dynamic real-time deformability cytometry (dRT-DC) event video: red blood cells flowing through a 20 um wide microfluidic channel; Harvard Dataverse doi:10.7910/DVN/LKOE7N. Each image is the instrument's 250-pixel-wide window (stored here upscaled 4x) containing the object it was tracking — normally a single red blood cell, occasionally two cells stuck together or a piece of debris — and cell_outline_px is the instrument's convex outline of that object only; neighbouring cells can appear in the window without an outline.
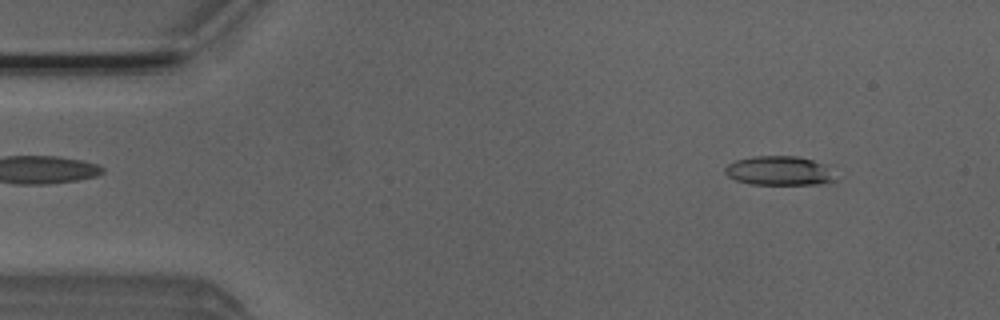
{"species": "Egyptian fruit bat (a non-hibernating species)", "species_latin": "Rousettus aegyptiacus", "temperature_condition": "room temperature", "stored_images_in_passage": 51, "camera_frame_rate_fps": 3000, "um_per_image_px": 0.085, "animal": {"sex": "male"}, "frame": {"image": 1, "passage_image": 5, "time_ms": 1.333, "image_size_px": [1000, 320], "cell_outline_px": [[832, 180], [820, 184], [748, 184], [736, 180], [728, 176], [724, 172], [724, 168], [728, 164], [736, 160], [752, 156], [796, 156], [812, 160], [824, 164]], "centroid_in_image_um": [66.1, 14.51], "position_along_channel_um": 18.9, "area_um2": 18.32}}
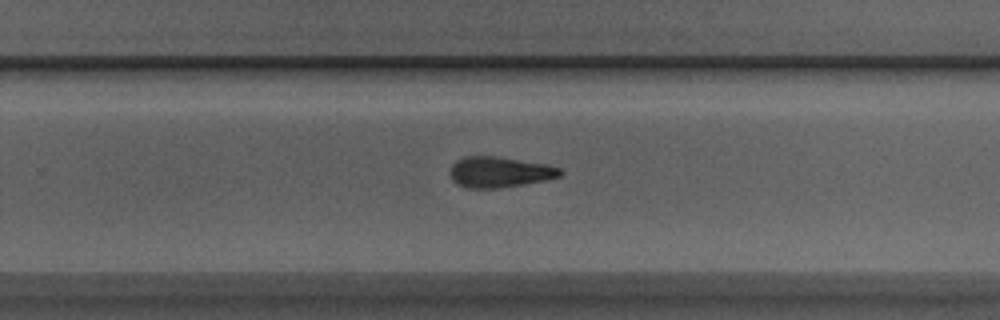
{"frame": {"image": 2, "passage_image": 32, "time_ms": 10.333, "image_size_px": [1000, 320], "cell_outline_px": [[564, 172], [560, 176], [544, 180], [496, 188], [468, 188], [456, 184], [452, 180], [448, 172], [452, 164], [456, 160], [464, 156], [496, 156], [548, 164], [560, 168]], "centroid_in_image_um": [42.42, 14.61], "position_along_channel_um": 287.4, "area_um2": 19.77}}
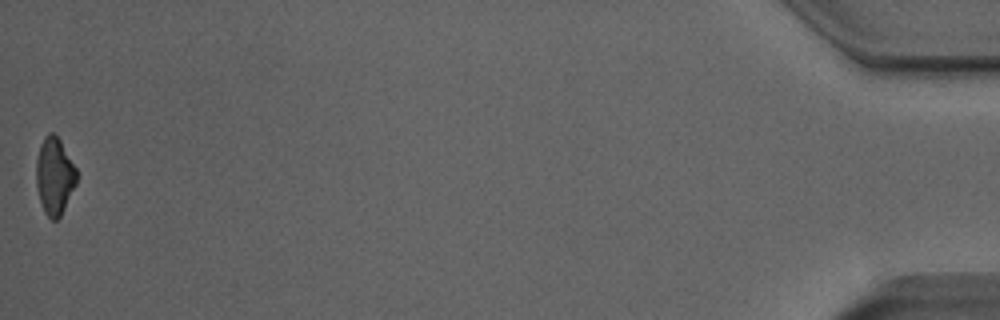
{"frame": {"image": 3, "passage_image": 51, "time_ms": 16.667, "image_size_px": [1000, 320], "cell_outline_px": [[76, 184], [60, 216], [56, 220], [52, 220], [44, 212], [40, 200], [36, 184], [36, 160], [40, 144], [44, 136], [48, 132], [52, 132], [60, 140], [76, 168]], "centroid_in_image_um": [4.61, 14.94], "position_along_channel_um": 430.6, "area_um2": 17.98}, "authors_computed_cell_mechanics": {"area_um2": 19.5942, "velocity_mm_per_s": 3.9259, "shape_relaxation_time_tau1_ms": 9.0636, "shape_relaxation_time_tau2_ms": 6.7562, "deformation_change_tau1": 0.2094, "deformation_change_tau2": 0.2064}}